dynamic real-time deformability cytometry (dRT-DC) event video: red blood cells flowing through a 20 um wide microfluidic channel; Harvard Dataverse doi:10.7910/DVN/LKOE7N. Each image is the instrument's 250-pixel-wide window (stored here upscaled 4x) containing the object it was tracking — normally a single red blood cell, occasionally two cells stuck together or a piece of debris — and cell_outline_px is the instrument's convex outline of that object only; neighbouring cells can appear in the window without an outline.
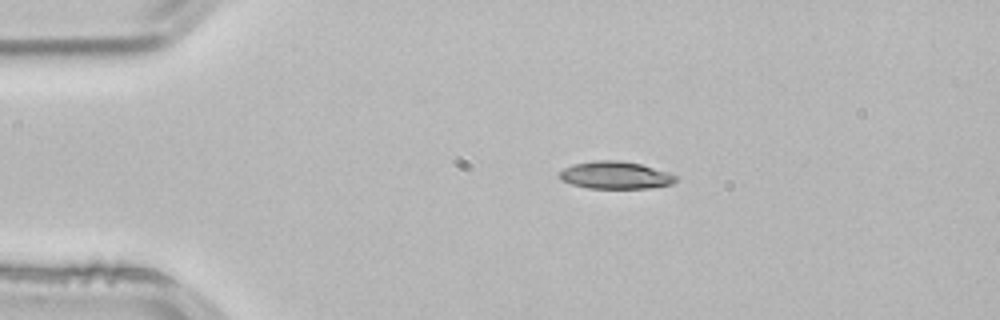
{"species": "common noctule bat (a hibernating species)", "species_latin": "Nyctalus noctula", "temperature_condition": "room temperature", "stored_images_in_passage": 2, "camera_frame_rate_fps": 3000, "um_per_image_px": 0.085, "animal": {"sex": "male", "body_mass_g": 21.5, "forearm_length_mm": 52.0}, "frame": {"image": 1, "passage_image": 1, "time_ms": 0.0, "image_size_px": [1000, 320], "cell_outline_px": [[680, 180], [672, 184], [652, 188], [588, 188], [572, 184], [560, 180], [560, 172], [564, 168], [572, 164], [592, 160], [620, 160], [640, 164], [668, 172], [676, 176]], "centroid_in_image_um": [52.33, 14.89], "position_along_channel_um": 32.7, "area_um2": 18.73}}